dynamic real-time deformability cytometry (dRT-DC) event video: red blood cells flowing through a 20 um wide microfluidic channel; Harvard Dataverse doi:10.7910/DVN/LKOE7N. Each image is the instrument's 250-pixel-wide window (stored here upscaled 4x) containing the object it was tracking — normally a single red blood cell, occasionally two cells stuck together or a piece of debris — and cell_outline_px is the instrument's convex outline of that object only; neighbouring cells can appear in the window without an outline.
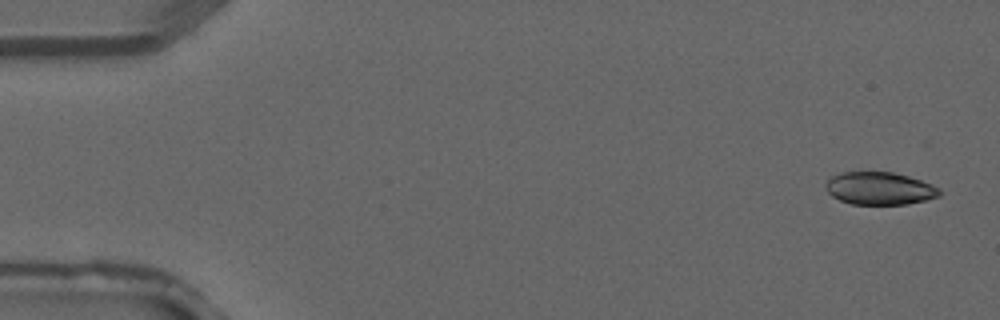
{"species": "common noctule bat (a hibernating species)", "species_latin": "Nyctalus noctula", "temperature_condition": "warm", "stored_images_in_passage": 4, "camera_frame_rate_fps": 3000, "um_per_image_px": 0.085, "animal": {"sex": "male", "forearm_length_mm": 52.5}, "frame": {"image": 1, "passage_image": 4, "time_ms": 1.0, "image_size_px": [1000, 320], "cell_outline_px": [[940, 196], [908, 204], [852, 204], [840, 200], [832, 196], [824, 188], [824, 184], [832, 176], [840, 172], [892, 172], [908, 176], [932, 184], [940, 188]], "centroid_in_image_um": [74.75, 16.01], "position_along_channel_um": 10.3, "area_um2": 21.68}}